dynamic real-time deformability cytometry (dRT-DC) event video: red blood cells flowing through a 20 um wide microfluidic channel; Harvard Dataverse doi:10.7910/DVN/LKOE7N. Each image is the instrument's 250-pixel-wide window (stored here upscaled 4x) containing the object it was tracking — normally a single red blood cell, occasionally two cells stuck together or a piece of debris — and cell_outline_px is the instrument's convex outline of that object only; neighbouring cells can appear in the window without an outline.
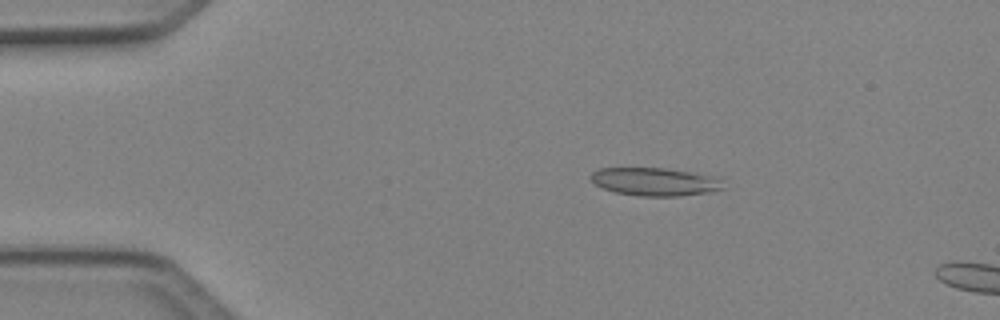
{"species": "Egyptian fruit bat (a non-hibernating species)", "species_latin": "Rousettus aegyptiacus", "temperature_condition": "cold", "stored_images_in_passage": 5, "camera_frame_rate_fps": 3000, "um_per_image_px": 0.085, "animal": {"sex": "female"}, "frame": {"image": 1, "passage_image": 3, "time_ms": 0.667, "image_size_px": [1000, 320], "cell_outline_px": [[728, 188], [712, 192], [680, 196], [636, 196], [616, 192], [604, 188], [596, 184], [588, 176], [596, 168], [664, 168], [724, 176]], "centroid_in_image_um": [55.84, 15.44], "position_along_channel_um": 29.2, "area_um2": 22.48}}